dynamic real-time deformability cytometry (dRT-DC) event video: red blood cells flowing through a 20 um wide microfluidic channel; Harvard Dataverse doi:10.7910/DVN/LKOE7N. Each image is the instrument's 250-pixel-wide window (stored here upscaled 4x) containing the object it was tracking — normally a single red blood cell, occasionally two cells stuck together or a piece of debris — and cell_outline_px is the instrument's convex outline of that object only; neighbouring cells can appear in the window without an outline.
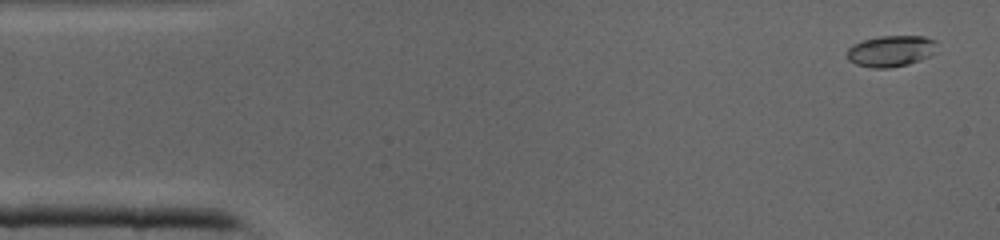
{"species": "common noctule bat (a hibernating species)", "species_latin": "Nyctalus noctula", "temperature_condition": "cold", "stored_images_in_passage": 41, "camera_frame_rate_fps": 3000, "um_per_image_px": 0.085, "animal": {"sex": "male", "body_mass_g": 19.0, "forearm_length_mm": 50.8}, "frame": {"image": 1, "passage_image": 2, "time_ms": 0.333, "image_size_px": [1000, 240], "cell_outline_px": [[940, 52], [920, 60], [908, 64], [888, 68], [872, 68], [856, 64], [848, 60], [848, 48], [852, 44], [864, 40], [880, 36], [924, 36], [936, 40]], "centroid_in_image_um": [75.8, 4.33], "position_along_channel_um": 9.2, "area_um2": 16.65}}
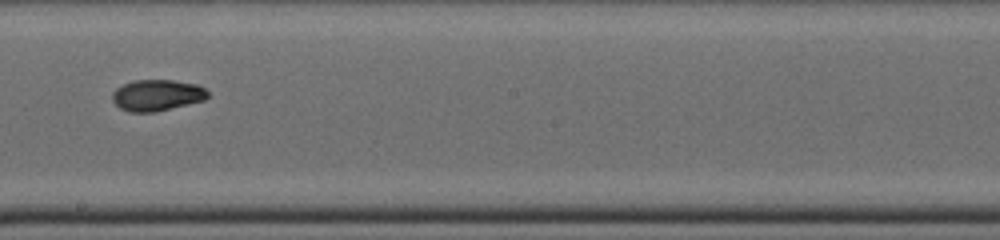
{"frame": {"image": 2, "passage_image": 23, "time_ms": 7.333, "image_size_px": [1000, 240], "cell_outline_px": [[208, 96], [204, 100], [156, 112], [128, 112], [120, 108], [112, 100], [112, 92], [116, 88], [124, 84], [136, 80], [172, 80], [196, 84], [204, 88], [208, 92]], "centroid_in_image_um": [13.32, 8.1], "position_along_channel_um": 234.9, "area_um2": 17.34}}
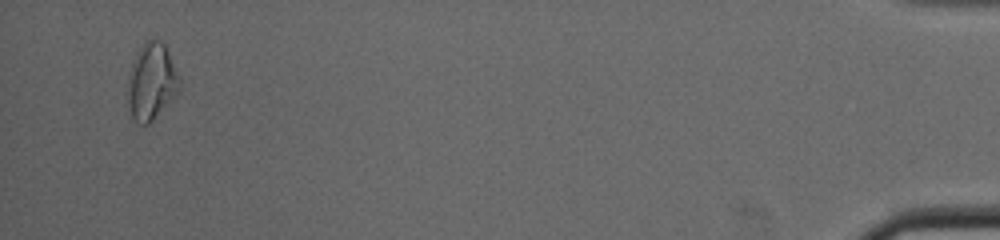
{"frame": {"image": 3, "passage_image": 40, "time_ms": 13.0, "image_size_px": [1000, 240], "cell_outline_px": [[180, 88], [152, 120], [148, 124], [140, 124], [132, 116], [124, 92], [128, 76], [136, 52], [144, 40], [160, 40], [164, 44], [180, 76]], "centroid_in_image_um": [12.83, 6.9], "position_along_channel_um": 422.4, "area_um2": 23.12}}